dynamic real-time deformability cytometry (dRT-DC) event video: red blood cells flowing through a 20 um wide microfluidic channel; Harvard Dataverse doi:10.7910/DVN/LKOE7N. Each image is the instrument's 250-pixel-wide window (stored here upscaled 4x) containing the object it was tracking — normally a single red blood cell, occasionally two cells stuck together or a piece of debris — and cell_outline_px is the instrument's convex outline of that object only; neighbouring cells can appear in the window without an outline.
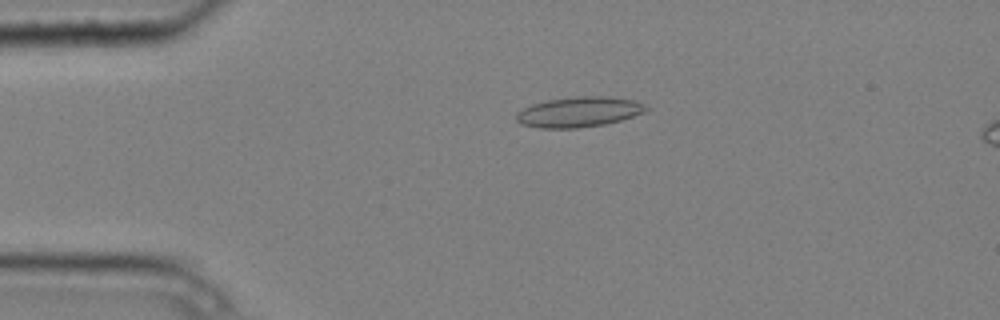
{"species": "common noctule bat (a hibernating species)", "species_latin": "Nyctalus noctula", "temperature_condition": "cold", "stored_images_in_passage": 4, "camera_frame_rate_fps": 3000, "um_per_image_px": 0.085, "animal": {"sex": "male", "body_mass_g": 20.4}, "frame": {"image": 1, "passage_image": 4, "time_ms": 1.0, "image_size_px": [1000, 320], "cell_outline_px": [[648, 108], [644, 112], [620, 120], [604, 124], [576, 128], [540, 128], [520, 124], [516, 120], [516, 112], [532, 104], [548, 100], [576, 96], [608, 96], [636, 100], [644, 104]], "centroid_in_image_um": [49.19, 9.51], "position_along_channel_um": 35.8, "area_um2": 22.83}}